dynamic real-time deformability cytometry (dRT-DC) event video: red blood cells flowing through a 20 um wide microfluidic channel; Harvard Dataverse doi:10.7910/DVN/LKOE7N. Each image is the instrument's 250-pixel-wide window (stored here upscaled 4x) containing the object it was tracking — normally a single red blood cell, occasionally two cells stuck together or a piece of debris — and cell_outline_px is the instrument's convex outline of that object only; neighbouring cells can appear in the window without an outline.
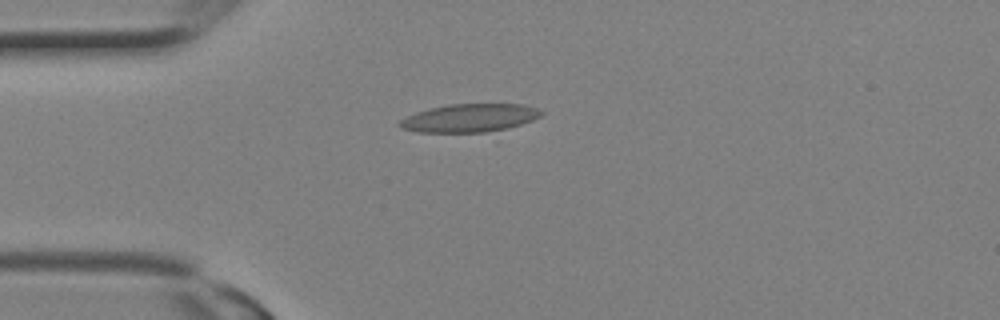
{"species": "Egyptian fruit bat (a non-hibernating species)", "species_latin": "Rousettus aegyptiacus", "temperature_condition": "room temperature", "stored_images_in_passage": 2, "camera_frame_rate_fps": 3000, "um_per_image_px": 0.085, "animal": {"sex": "female"}, "frame": {"image": 1, "passage_image": 2, "time_ms": 0.333, "image_size_px": [1000, 320], "cell_outline_px": [[544, 112], [540, 116], [532, 120], [508, 128], [484, 132], [420, 132], [400, 128], [396, 124], [400, 120], [416, 112], [448, 104], [524, 104], [536, 108]], "centroid_in_image_um": [39.9, 10.02], "position_along_channel_um": 45.1, "area_um2": 23.06}}